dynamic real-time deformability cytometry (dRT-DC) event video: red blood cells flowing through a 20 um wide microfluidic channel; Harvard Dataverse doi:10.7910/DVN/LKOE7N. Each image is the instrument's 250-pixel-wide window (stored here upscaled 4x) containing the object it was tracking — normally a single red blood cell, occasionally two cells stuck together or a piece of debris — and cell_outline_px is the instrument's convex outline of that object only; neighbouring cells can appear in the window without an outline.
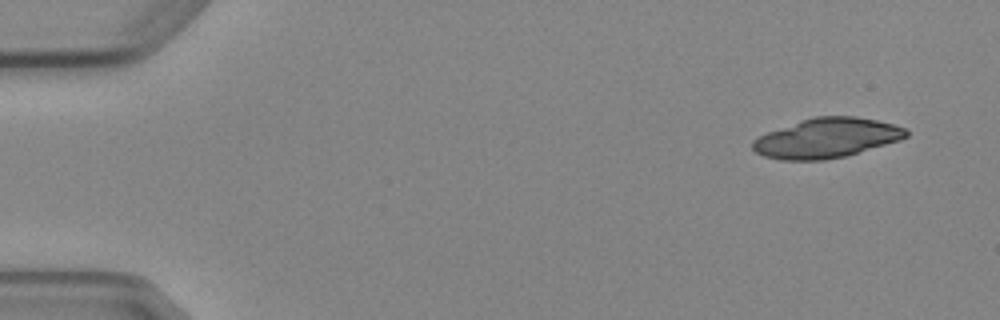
{"species": "Egyptian fruit bat (a non-hibernating species)", "species_latin": "Rousettus aegyptiacus", "temperature_condition": "cold", "stored_images_in_passage": 8, "camera_frame_rate_fps": 3000, "um_per_image_px": 0.085, "animal": {"sex": "female"}, "frame": {"image": 1, "passage_image": 1, "time_ms": 0.0, "image_size_px": [1000, 320], "cell_outline_px": [[908, 136], [900, 140], [844, 156], [824, 160], [780, 160], [764, 156], [756, 152], [752, 148], [752, 140], [768, 132], [800, 120], [816, 116], [856, 116], [876, 120], [892, 124], [904, 128], [908, 132]], "centroid_in_image_um": [70.24, 11.73], "position_along_channel_um": 14.8, "area_um2": 35.2}}
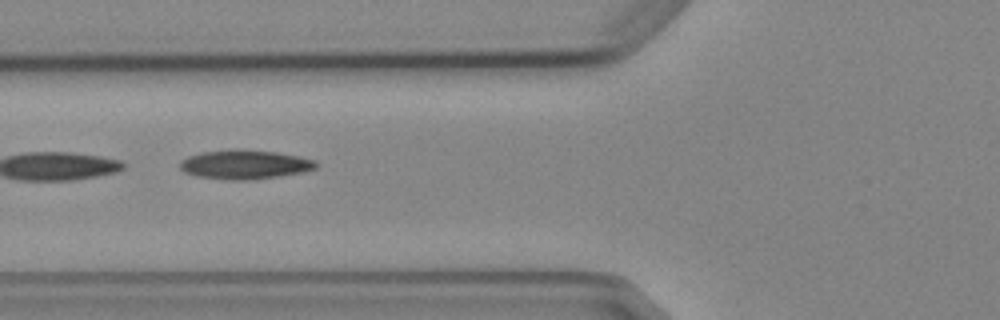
{"frame": {"image": 2, "passage_image": 5, "time_ms": 5.667, "image_size_px": [1000, 320], "cell_outline_px": [[320, 164], [316, 168], [304, 172], [252, 180], [224, 180], [196, 176], [184, 172], [180, 168], [180, 160], [188, 156], [200, 152], [232, 148], [276, 152], [300, 156], [316, 160]], "centroid_in_image_um": [20.81, 13.98], "position_along_channel_um": 105.0, "area_um2": 23.58}}